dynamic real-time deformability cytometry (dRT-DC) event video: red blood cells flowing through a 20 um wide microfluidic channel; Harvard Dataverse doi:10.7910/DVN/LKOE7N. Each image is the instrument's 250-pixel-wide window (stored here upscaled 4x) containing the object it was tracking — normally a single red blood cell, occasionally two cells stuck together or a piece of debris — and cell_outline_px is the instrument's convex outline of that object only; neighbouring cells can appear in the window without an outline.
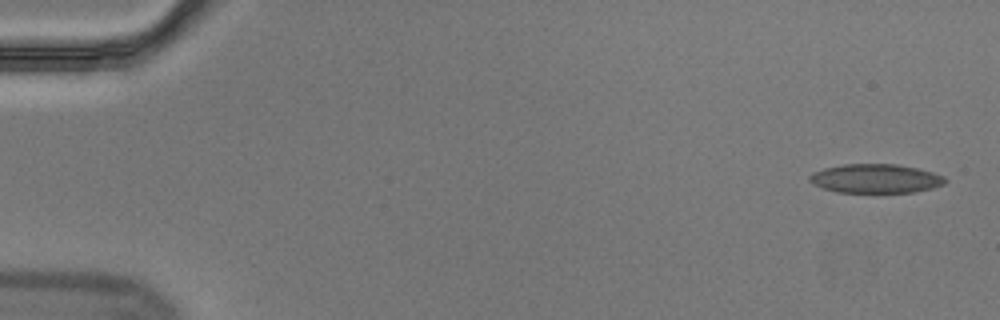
{"species": "Egyptian fruit bat (a non-hibernating species)", "species_latin": "Rousettus aegyptiacus", "temperature_condition": "cold", "stored_images_in_passage": 56, "camera_frame_rate_fps": 3000, "um_per_image_px": 0.085, "animal": {"sex": "male"}, "frame": {"image": 1, "passage_image": 1, "time_ms": 0.0, "image_size_px": [1000, 320], "cell_outline_px": [[948, 180], [944, 184], [932, 188], [912, 192], [836, 192], [812, 184], [808, 180], [808, 176], [812, 172], [824, 168], [844, 164], [896, 164], [916, 168], [932, 172], [944, 176]], "centroid_in_image_um": [74.4, 15.17], "position_along_channel_um": 10.6, "area_um2": 22.89}}
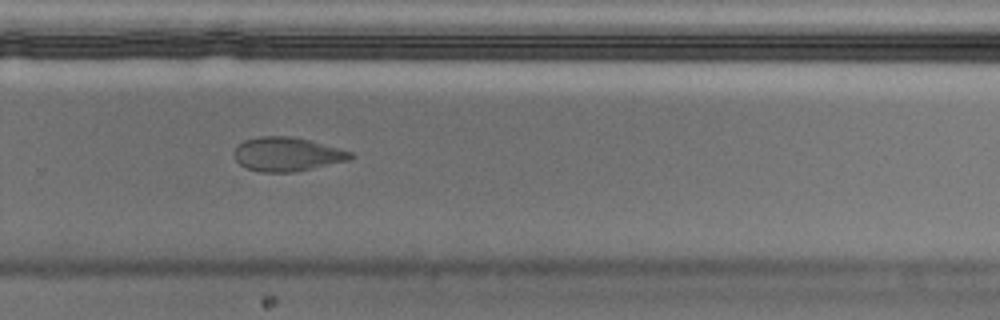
{"frame": {"image": 2, "passage_image": 38, "time_ms": 12.333, "image_size_px": [1000, 320], "cell_outline_px": [[356, 156], [348, 160], [312, 168], [292, 172], [260, 172], [248, 168], [240, 164], [236, 160], [232, 152], [244, 140], [260, 136], [292, 136], [308, 140], [352, 152]], "centroid_in_image_um": [24.38, 13.11], "position_along_channel_um": 305.4, "area_um2": 22.77}}
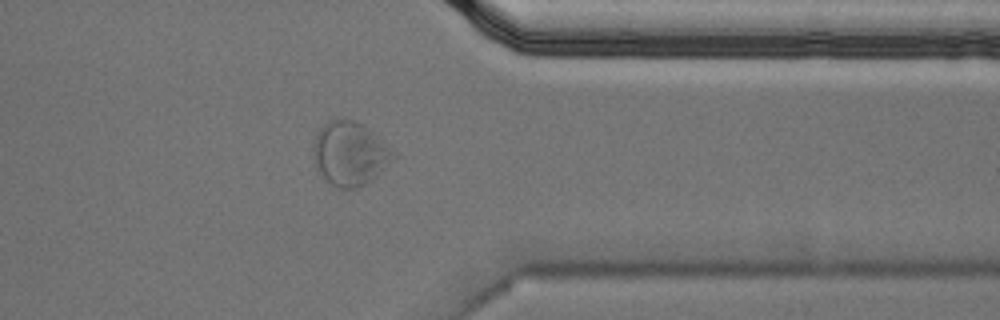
{"frame": {"image": 3, "passage_image": 45, "time_ms": 14.667, "image_size_px": [1000, 320], "cell_outline_px": [[400, 156], [364, 184], [356, 188], [336, 188], [324, 176], [316, 164], [312, 156], [312, 144], [320, 128], [328, 120], [352, 120], [368, 128], [380, 136], [400, 152]], "centroid_in_image_um": [29.82, 13.03], "position_along_channel_um": 381.6, "area_um2": 29.94}, "authors_computed_cell_mechanics": {"area_um2": 23.0333, "velocity_mm_per_s": 3.4966, "shape_relaxation_time_tau1_ms": null, "shape_relaxation_time_tau2_ms": 2.3869, "deformation_change_tau1": null, "deformation_change_tau2": 0.0647}}